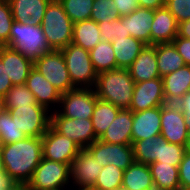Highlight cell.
<instances>
[{"label":"cell","mask_w":190,"mask_h":190,"mask_svg":"<svg viewBox=\"0 0 190 190\" xmlns=\"http://www.w3.org/2000/svg\"><path fill=\"white\" fill-rule=\"evenodd\" d=\"M5 173L20 188L31 180L42 159V138L23 140L0 146Z\"/></svg>","instance_id":"obj_1"},{"label":"cell","mask_w":190,"mask_h":190,"mask_svg":"<svg viewBox=\"0 0 190 190\" xmlns=\"http://www.w3.org/2000/svg\"><path fill=\"white\" fill-rule=\"evenodd\" d=\"M135 82L128 69H114L98 74L94 87L97 98L107 101L120 109H129Z\"/></svg>","instance_id":"obj_2"},{"label":"cell","mask_w":190,"mask_h":190,"mask_svg":"<svg viewBox=\"0 0 190 190\" xmlns=\"http://www.w3.org/2000/svg\"><path fill=\"white\" fill-rule=\"evenodd\" d=\"M7 46L19 51L32 62L41 58L45 52L52 50L46 41L41 25L30 22H13Z\"/></svg>","instance_id":"obj_3"},{"label":"cell","mask_w":190,"mask_h":190,"mask_svg":"<svg viewBox=\"0 0 190 190\" xmlns=\"http://www.w3.org/2000/svg\"><path fill=\"white\" fill-rule=\"evenodd\" d=\"M40 25L52 50H61L71 43L73 22L59 0L49 2Z\"/></svg>","instance_id":"obj_4"},{"label":"cell","mask_w":190,"mask_h":190,"mask_svg":"<svg viewBox=\"0 0 190 190\" xmlns=\"http://www.w3.org/2000/svg\"><path fill=\"white\" fill-rule=\"evenodd\" d=\"M72 84L76 88H94L97 72L88 50L73 43L61 49Z\"/></svg>","instance_id":"obj_5"},{"label":"cell","mask_w":190,"mask_h":190,"mask_svg":"<svg viewBox=\"0 0 190 190\" xmlns=\"http://www.w3.org/2000/svg\"><path fill=\"white\" fill-rule=\"evenodd\" d=\"M71 184L70 166L42 158L24 190H65Z\"/></svg>","instance_id":"obj_6"},{"label":"cell","mask_w":190,"mask_h":190,"mask_svg":"<svg viewBox=\"0 0 190 190\" xmlns=\"http://www.w3.org/2000/svg\"><path fill=\"white\" fill-rule=\"evenodd\" d=\"M33 68L40 72L61 94L76 88L71 82L61 50L45 52L41 58L33 62Z\"/></svg>","instance_id":"obj_7"},{"label":"cell","mask_w":190,"mask_h":190,"mask_svg":"<svg viewBox=\"0 0 190 190\" xmlns=\"http://www.w3.org/2000/svg\"><path fill=\"white\" fill-rule=\"evenodd\" d=\"M50 125L58 133L77 143L81 149L87 148L97 140L91 118H68L54 110L51 112Z\"/></svg>","instance_id":"obj_8"},{"label":"cell","mask_w":190,"mask_h":190,"mask_svg":"<svg viewBox=\"0 0 190 190\" xmlns=\"http://www.w3.org/2000/svg\"><path fill=\"white\" fill-rule=\"evenodd\" d=\"M97 99L94 88H75L62 93L57 111L68 118H91Z\"/></svg>","instance_id":"obj_9"},{"label":"cell","mask_w":190,"mask_h":190,"mask_svg":"<svg viewBox=\"0 0 190 190\" xmlns=\"http://www.w3.org/2000/svg\"><path fill=\"white\" fill-rule=\"evenodd\" d=\"M42 138V158L68 164L73 162L81 148L77 143L58 133L51 125Z\"/></svg>","instance_id":"obj_10"},{"label":"cell","mask_w":190,"mask_h":190,"mask_svg":"<svg viewBox=\"0 0 190 190\" xmlns=\"http://www.w3.org/2000/svg\"><path fill=\"white\" fill-rule=\"evenodd\" d=\"M51 111L44 106H19L9 113L16 116L19 129L27 137H42L51 124Z\"/></svg>","instance_id":"obj_11"},{"label":"cell","mask_w":190,"mask_h":190,"mask_svg":"<svg viewBox=\"0 0 190 190\" xmlns=\"http://www.w3.org/2000/svg\"><path fill=\"white\" fill-rule=\"evenodd\" d=\"M100 162L86 149H81L70 165V179L75 190H89L103 169ZM73 180V181H72Z\"/></svg>","instance_id":"obj_12"},{"label":"cell","mask_w":190,"mask_h":190,"mask_svg":"<svg viewBox=\"0 0 190 190\" xmlns=\"http://www.w3.org/2000/svg\"><path fill=\"white\" fill-rule=\"evenodd\" d=\"M94 158L100 162V166L113 164L126 170L135 160L132 144H111L96 140L86 148Z\"/></svg>","instance_id":"obj_13"},{"label":"cell","mask_w":190,"mask_h":190,"mask_svg":"<svg viewBox=\"0 0 190 190\" xmlns=\"http://www.w3.org/2000/svg\"><path fill=\"white\" fill-rule=\"evenodd\" d=\"M161 134L169 143L185 146L188 129L185 117L175 103H165L161 106Z\"/></svg>","instance_id":"obj_14"},{"label":"cell","mask_w":190,"mask_h":190,"mask_svg":"<svg viewBox=\"0 0 190 190\" xmlns=\"http://www.w3.org/2000/svg\"><path fill=\"white\" fill-rule=\"evenodd\" d=\"M166 103L163 88V79L155 78L140 83H135L133 97L130 104L132 112H138Z\"/></svg>","instance_id":"obj_15"},{"label":"cell","mask_w":190,"mask_h":190,"mask_svg":"<svg viewBox=\"0 0 190 190\" xmlns=\"http://www.w3.org/2000/svg\"><path fill=\"white\" fill-rule=\"evenodd\" d=\"M161 106L133 112L132 143L161 134Z\"/></svg>","instance_id":"obj_16"},{"label":"cell","mask_w":190,"mask_h":190,"mask_svg":"<svg viewBox=\"0 0 190 190\" xmlns=\"http://www.w3.org/2000/svg\"><path fill=\"white\" fill-rule=\"evenodd\" d=\"M25 85L33 93L38 104L51 112L56 110L55 106L58 109L62 94L36 69L30 71Z\"/></svg>","instance_id":"obj_17"},{"label":"cell","mask_w":190,"mask_h":190,"mask_svg":"<svg viewBox=\"0 0 190 190\" xmlns=\"http://www.w3.org/2000/svg\"><path fill=\"white\" fill-rule=\"evenodd\" d=\"M0 59L6 60L7 76L10 78L12 84H25L30 71L33 69V62L19 51L7 45H1Z\"/></svg>","instance_id":"obj_18"},{"label":"cell","mask_w":190,"mask_h":190,"mask_svg":"<svg viewBox=\"0 0 190 190\" xmlns=\"http://www.w3.org/2000/svg\"><path fill=\"white\" fill-rule=\"evenodd\" d=\"M153 18V9L137 7L131 14L121 16V21L125 25L126 33L146 45H151L150 32Z\"/></svg>","instance_id":"obj_19"},{"label":"cell","mask_w":190,"mask_h":190,"mask_svg":"<svg viewBox=\"0 0 190 190\" xmlns=\"http://www.w3.org/2000/svg\"><path fill=\"white\" fill-rule=\"evenodd\" d=\"M178 33V23L171 12L164 6L154 10L151 25V45L170 43Z\"/></svg>","instance_id":"obj_20"},{"label":"cell","mask_w":190,"mask_h":190,"mask_svg":"<svg viewBox=\"0 0 190 190\" xmlns=\"http://www.w3.org/2000/svg\"><path fill=\"white\" fill-rule=\"evenodd\" d=\"M133 112L130 109H120L106 132L98 140L111 144H132Z\"/></svg>","instance_id":"obj_21"},{"label":"cell","mask_w":190,"mask_h":190,"mask_svg":"<svg viewBox=\"0 0 190 190\" xmlns=\"http://www.w3.org/2000/svg\"><path fill=\"white\" fill-rule=\"evenodd\" d=\"M127 69L135 83L160 78L157 67L156 47L154 45H146Z\"/></svg>","instance_id":"obj_22"},{"label":"cell","mask_w":190,"mask_h":190,"mask_svg":"<svg viewBox=\"0 0 190 190\" xmlns=\"http://www.w3.org/2000/svg\"><path fill=\"white\" fill-rule=\"evenodd\" d=\"M51 0H8L16 22L40 25Z\"/></svg>","instance_id":"obj_23"},{"label":"cell","mask_w":190,"mask_h":190,"mask_svg":"<svg viewBox=\"0 0 190 190\" xmlns=\"http://www.w3.org/2000/svg\"><path fill=\"white\" fill-rule=\"evenodd\" d=\"M166 103H175L190 91V66L185 65L162 77Z\"/></svg>","instance_id":"obj_24"},{"label":"cell","mask_w":190,"mask_h":190,"mask_svg":"<svg viewBox=\"0 0 190 190\" xmlns=\"http://www.w3.org/2000/svg\"><path fill=\"white\" fill-rule=\"evenodd\" d=\"M117 69H127L145 48L146 44L132 36L117 37L111 42Z\"/></svg>","instance_id":"obj_25"},{"label":"cell","mask_w":190,"mask_h":190,"mask_svg":"<svg viewBox=\"0 0 190 190\" xmlns=\"http://www.w3.org/2000/svg\"><path fill=\"white\" fill-rule=\"evenodd\" d=\"M149 165L134 161L123 171L121 190H148L153 185Z\"/></svg>","instance_id":"obj_26"},{"label":"cell","mask_w":190,"mask_h":190,"mask_svg":"<svg viewBox=\"0 0 190 190\" xmlns=\"http://www.w3.org/2000/svg\"><path fill=\"white\" fill-rule=\"evenodd\" d=\"M101 40L98 23L94 20L89 19L73 23L71 43L90 51Z\"/></svg>","instance_id":"obj_27"},{"label":"cell","mask_w":190,"mask_h":190,"mask_svg":"<svg viewBox=\"0 0 190 190\" xmlns=\"http://www.w3.org/2000/svg\"><path fill=\"white\" fill-rule=\"evenodd\" d=\"M157 67L160 77L184 67L186 64L172 42L155 44Z\"/></svg>","instance_id":"obj_28"},{"label":"cell","mask_w":190,"mask_h":190,"mask_svg":"<svg viewBox=\"0 0 190 190\" xmlns=\"http://www.w3.org/2000/svg\"><path fill=\"white\" fill-rule=\"evenodd\" d=\"M154 185L166 190H180L178 167L162 162L149 164Z\"/></svg>","instance_id":"obj_29"},{"label":"cell","mask_w":190,"mask_h":190,"mask_svg":"<svg viewBox=\"0 0 190 190\" xmlns=\"http://www.w3.org/2000/svg\"><path fill=\"white\" fill-rule=\"evenodd\" d=\"M119 111L120 108L110 102L100 100L99 98L96 100L91 121L97 139L106 132L107 128L113 122Z\"/></svg>","instance_id":"obj_30"},{"label":"cell","mask_w":190,"mask_h":190,"mask_svg":"<svg viewBox=\"0 0 190 190\" xmlns=\"http://www.w3.org/2000/svg\"><path fill=\"white\" fill-rule=\"evenodd\" d=\"M19 106H42L25 84L13 85L0 101V107L10 111Z\"/></svg>","instance_id":"obj_31"},{"label":"cell","mask_w":190,"mask_h":190,"mask_svg":"<svg viewBox=\"0 0 190 190\" xmlns=\"http://www.w3.org/2000/svg\"><path fill=\"white\" fill-rule=\"evenodd\" d=\"M89 53L97 74L117 69L115 53L111 42L101 40Z\"/></svg>","instance_id":"obj_32"},{"label":"cell","mask_w":190,"mask_h":190,"mask_svg":"<svg viewBox=\"0 0 190 190\" xmlns=\"http://www.w3.org/2000/svg\"><path fill=\"white\" fill-rule=\"evenodd\" d=\"M27 136L19 129L16 116L0 107V143L1 145L14 143Z\"/></svg>","instance_id":"obj_33"},{"label":"cell","mask_w":190,"mask_h":190,"mask_svg":"<svg viewBox=\"0 0 190 190\" xmlns=\"http://www.w3.org/2000/svg\"><path fill=\"white\" fill-rule=\"evenodd\" d=\"M122 179L123 170L113 164H107L89 190H121Z\"/></svg>","instance_id":"obj_34"},{"label":"cell","mask_w":190,"mask_h":190,"mask_svg":"<svg viewBox=\"0 0 190 190\" xmlns=\"http://www.w3.org/2000/svg\"><path fill=\"white\" fill-rule=\"evenodd\" d=\"M186 152L185 146L169 143L159 136L157 158L155 162H162L163 164H171L179 167Z\"/></svg>","instance_id":"obj_35"},{"label":"cell","mask_w":190,"mask_h":190,"mask_svg":"<svg viewBox=\"0 0 190 190\" xmlns=\"http://www.w3.org/2000/svg\"><path fill=\"white\" fill-rule=\"evenodd\" d=\"M134 160L142 164H151L156 161L158 151V137L147 138L132 143Z\"/></svg>","instance_id":"obj_36"},{"label":"cell","mask_w":190,"mask_h":190,"mask_svg":"<svg viewBox=\"0 0 190 190\" xmlns=\"http://www.w3.org/2000/svg\"><path fill=\"white\" fill-rule=\"evenodd\" d=\"M73 23L89 20L94 0H59Z\"/></svg>","instance_id":"obj_37"},{"label":"cell","mask_w":190,"mask_h":190,"mask_svg":"<svg viewBox=\"0 0 190 190\" xmlns=\"http://www.w3.org/2000/svg\"><path fill=\"white\" fill-rule=\"evenodd\" d=\"M114 0H94L90 19L96 23L111 22L119 18Z\"/></svg>","instance_id":"obj_38"},{"label":"cell","mask_w":190,"mask_h":190,"mask_svg":"<svg viewBox=\"0 0 190 190\" xmlns=\"http://www.w3.org/2000/svg\"><path fill=\"white\" fill-rule=\"evenodd\" d=\"M13 22L14 19L8 0H0V45L9 43Z\"/></svg>","instance_id":"obj_39"},{"label":"cell","mask_w":190,"mask_h":190,"mask_svg":"<svg viewBox=\"0 0 190 190\" xmlns=\"http://www.w3.org/2000/svg\"><path fill=\"white\" fill-rule=\"evenodd\" d=\"M98 27L102 40L107 42H112V39H116L117 37L130 36L129 33H126L125 25L121 21V17L111 22H100L98 23Z\"/></svg>","instance_id":"obj_40"},{"label":"cell","mask_w":190,"mask_h":190,"mask_svg":"<svg viewBox=\"0 0 190 190\" xmlns=\"http://www.w3.org/2000/svg\"><path fill=\"white\" fill-rule=\"evenodd\" d=\"M165 7L171 12L178 24L190 20V0H166Z\"/></svg>","instance_id":"obj_41"},{"label":"cell","mask_w":190,"mask_h":190,"mask_svg":"<svg viewBox=\"0 0 190 190\" xmlns=\"http://www.w3.org/2000/svg\"><path fill=\"white\" fill-rule=\"evenodd\" d=\"M181 189L190 187V152L187 151L178 167Z\"/></svg>","instance_id":"obj_42"},{"label":"cell","mask_w":190,"mask_h":190,"mask_svg":"<svg viewBox=\"0 0 190 190\" xmlns=\"http://www.w3.org/2000/svg\"><path fill=\"white\" fill-rule=\"evenodd\" d=\"M172 43L177 52L182 56L185 64L190 66V39L176 36Z\"/></svg>","instance_id":"obj_43"},{"label":"cell","mask_w":190,"mask_h":190,"mask_svg":"<svg viewBox=\"0 0 190 190\" xmlns=\"http://www.w3.org/2000/svg\"><path fill=\"white\" fill-rule=\"evenodd\" d=\"M12 86L13 84L7 76L6 60L0 59V101Z\"/></svg>","instance_id":"obj_44"},{"label":"cell","mask_w":190,"mask_h":190,"mask_svg":"<svg viewBox=\"0 0 190 190\" xmlns=\"http://www.w3.org/2000/svg\"><path fill=\"white\" fill-rule=\"evenodd\" d=\"M119 16L131 14L139 7L137 0H114Z\"/></svg>","instance_id":"obj_45"},{"label":"cell","mask_w":190,"mask_h":190,"mask_svg":"<svg viewBox=\"0 0 190 190\" xmlns=\"http://www.w3.org/2000/svg\"><path fill=\"white\" fill-rule=\"evenodd\" d=\"M176 105L180 108L185 117L188 132H190V91L185 93L177 102Z\"/></svg>","instance_id":"obj_46"},{"label":"cell","mask_w":190,"mask_h":190,"mask_svg":"<svg viewBox=\"0 0 190 190\" xmlns=\"http://www.w3.org/2000/svg\"><path fill=\"white\" fill-rule=\"evenodd\" d=\"M139 7L156 10L165 6L166 0H137Z\"/></svg>","instance_id":"obj_47"},{"label":"cell","mask_w":190,"mask_h":190,"mask_svg":"<svg viewBox=\"0 0 190 190\" xmlns=\"http://www.w3.org/2000/svg\"><path fill=\"white\" fill-rule=\"evenodd\" d=\"M20 187L17 186L5 173L0 175V190H19Z\"/></svg>","instance_id":"obj_48"},{"label":"cell","mask_w":190,"mask_h":190,"mask_svg":"<svg viewBox=\"0 0 190 190\" xmlns=\"http://www.w3.org/2000/svg\"><path fill=\"white\" fill-rule=\"evenodd\" d=\"M177 36L190 39V20H186L178 24Z\"/></svg>","instance_id":"obj_49"},{"label":"cell","mask_w":190,"mask_h":190,"mask_svg":"<svg viewBox=\"0 0 190 190\" xmlns=\"http://www.w3.org/2000/svg\"><path fill=\"white\" fill-rule=\"evenodd\" d=\"M3 174H5V169H4L2 154L0 150V175H3Z\"/></svg>","instance_id":"obj_50"},{"label":"cell","mask_w":190,"mask_h":190,"mask_svg":"<svg viewBox=\"0 0 190 190\" xmlns=\"http://www.w3.org/2000/svg\"><path fill=\"white\" fill-rule=\"evenodd\" d=\"M185 149L186 151L190 152V132L188 133V136H187V143L185 145Z\"/></svg>","instance_id":"obj_51"},{"label":"cell","mask_w":190,"mask_h":190,"mask_svg":"<svg viewBox=\"0 0 190 190\" xmlns=\"http://www.w3.org/2000/svg\"><path fill=\"white\" fill-rule=\"evenodd\" d=\"M148 190H166V189L159 188L157 185L153 184L151 187L148 188Z\"/></svg>","instance_id":"obj_52"},{"label":"cell","mask_w":190,"mask_h":190,"mask_svg":"<svg viewBox=\"0 0 190 190\" xmlns=\"http://www.w3.org/2000/svg\"><path fill=\"white\" fill-rule=\"evenodd\" d=\"M180 190H190V187H188V188H185V189H180Z\"/></svg>","instance_id":"obj_53"}]
</instances>
